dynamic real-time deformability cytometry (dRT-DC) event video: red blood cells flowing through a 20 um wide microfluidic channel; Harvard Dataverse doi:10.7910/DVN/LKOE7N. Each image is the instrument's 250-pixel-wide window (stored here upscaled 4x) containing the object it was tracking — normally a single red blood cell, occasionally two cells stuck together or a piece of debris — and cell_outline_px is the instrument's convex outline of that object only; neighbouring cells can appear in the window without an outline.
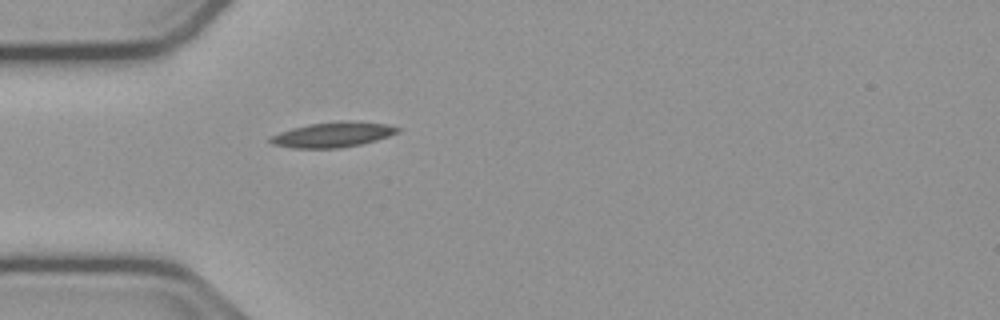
{"species": "common noctule bat (a hibernating species)", "species_latin": "Nyctalus noctula", "temperature_condition": "cold", "stored_images_in_passage": 22, "camera_frame_rate_fps": 3000, "um_per_image_px": 0.085, "animal": {"sex": "male", "body_mass_g": 23.1, "forearm_length_mm": 52.7}, "frame": {"image": 1, "passage_image": 2, "time_ms": 0.333, "image_size_px": [1000, 320], "cell_outline_px": [[400, 132], [376, 140], [360, 144], [340, 148], [292, 148], [272, 144], [268, 140], [268, 136], [292, 128], [308, 124], [340, 120], [348, 120], [388, 124], [400, 128]], "centroid_in_image_um": [28.27, 11.43], "position_along_channel_um": 56.7, "area_um2": 18.84}}
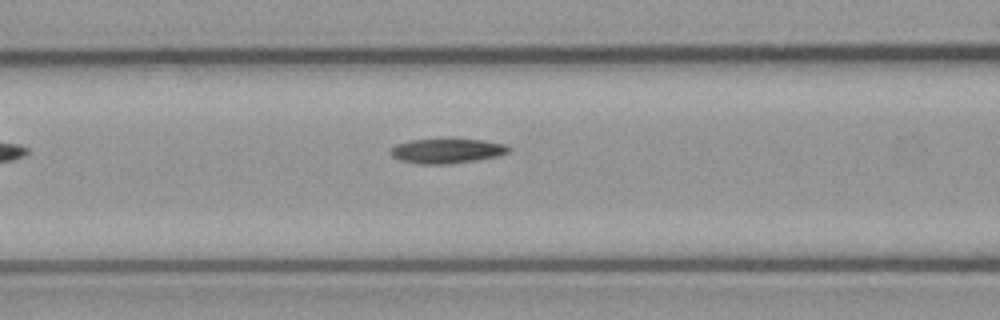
{"frame": {"image": 2, "passage_image": 8, "time_ms": 2.333, "image_size_px": [1000, 320], "cell_outline_px": [[512, 148], [508, 152], [496, 156], [476, 160], [444, 164], [416, 164], [400, 160], [392, 156], [388, 152], [396, 144], [412, 140], [484, 140], [504, 144]], "centroid_in_image_um": [37.95, 12.84], "position_along_channel_um": 128.6, "area_um2": 16.7}}
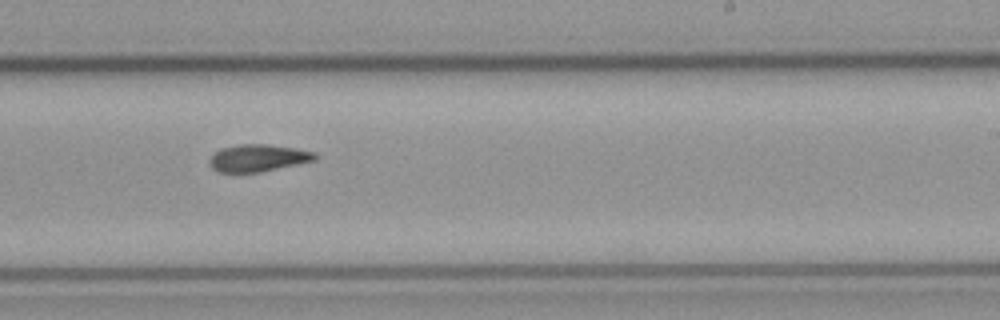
{"frame": {"image": 3, "passage_image": 19, "time_ms": 6.0, "image_size_px": [1000, 320], "cell_outline_px": [[316, 160], [260, 172], [220, 172], [212, 168], [208, 164], [208, 160], [220, 148], [240, 144], [264, 144], [296, 148], [312, 152], [316, 156]], "centroid_in_image_um": [21.89, 13.43], "position_along_channel_um": 267.1, "area_um2": 16.53}}